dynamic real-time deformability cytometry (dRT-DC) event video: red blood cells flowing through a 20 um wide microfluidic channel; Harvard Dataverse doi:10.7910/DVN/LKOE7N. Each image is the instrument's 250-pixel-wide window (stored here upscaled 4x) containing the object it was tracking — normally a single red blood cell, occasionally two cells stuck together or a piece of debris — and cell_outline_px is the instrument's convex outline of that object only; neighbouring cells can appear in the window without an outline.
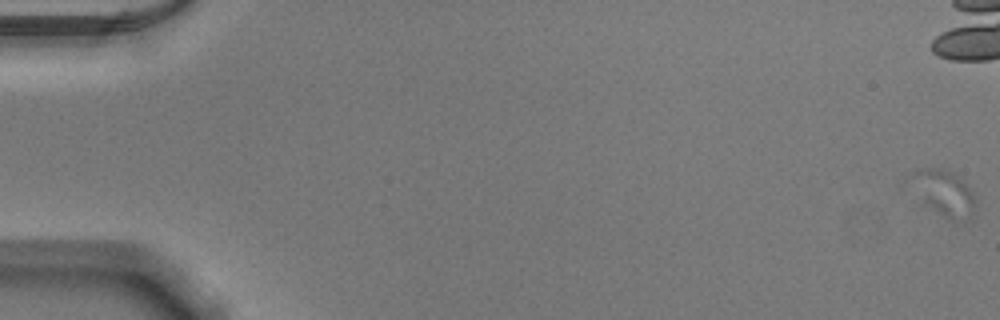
{"species": "Egyptian fruit bat (a non-hibernating species)", "species_latin": "Rousettus aegyptiacus", "temperature_condition": "warm", "stored_images_in_passage": 37, "segment_of_instrument_passage": [1, 2], "camera_frame_rate_fps": 3000, "um_per_image_px": 0.085, "animal": {"sex": "male"}, "frame": {"image": 1, "passage_image": 1, "time_ms": 0.0, "image_size_px": [1000, 320], "cell_outline_px": [[976, 216], [968, 220], [956, 224], [948, 220], [924, 204], [904, 180], [904, 176], [908, 172], [916, 168], [948, 168], [976, 192]], "centroid_in_image_um": [80.2, 16.41], "position_along_channel_um": 4.8, "area_um2": 19.07}}
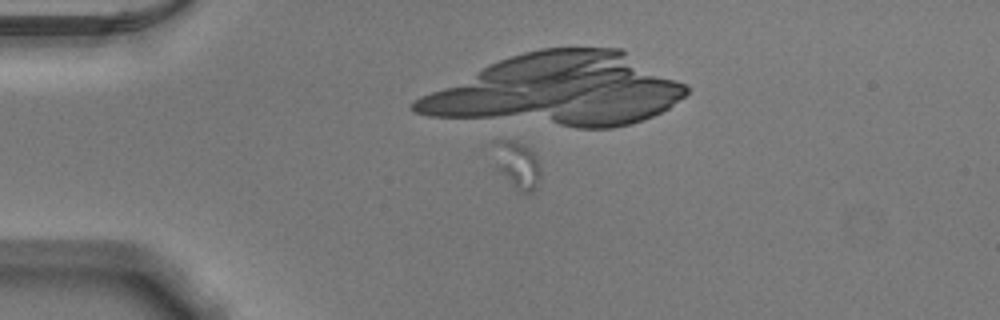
{"frame": {"image": 2, "passage_image": 18, "time_ms": 5.667, "image_size_px": [1000, 320], "cell_outline_px": [[540, 176], [532, 192], [524, 192], [496, 168], [492, 140], [512, 140], [524, 144], [532, 152], [540, 168]], "centroid_in_image_um": [43.93, 13.92], "position_along_channel_um": 41.1, "area_um2": 12.25}}